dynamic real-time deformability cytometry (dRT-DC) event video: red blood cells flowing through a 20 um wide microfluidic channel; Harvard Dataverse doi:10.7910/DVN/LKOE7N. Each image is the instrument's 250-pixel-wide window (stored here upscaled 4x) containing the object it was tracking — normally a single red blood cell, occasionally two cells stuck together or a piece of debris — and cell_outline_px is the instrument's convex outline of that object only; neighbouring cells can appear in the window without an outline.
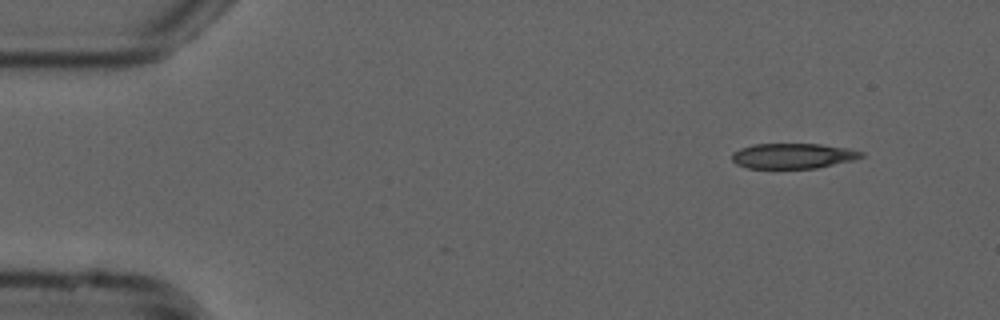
{"species": "common noctule bat (a hibernating species)", "species_latin": "Nyctalus noctula", "temperature_condition": "cold", "stored_images_in_passage": 49, "camera_frame_rate_fps": 3000, "um_per_image_px": 0.085, "animal": {"sex": "male", "forearm_length_mm": 52.5}, "frame": {"image": 1, "passage_image": 1, "time_ms": 0.0, "image_size_px": [1000, 320], "cell_outline_px": [[864, 156], [856, 160], [816, 168], [748, 168], [736, 164], [732, 160], [732, 152], [740, 148], [752, 144], [820, 144], [848, 148], [864, 152]], "centroid_in_image_um": [67.42, 13.25], "position_along_channel_um": 17.6, "area_um2": 19.19}}
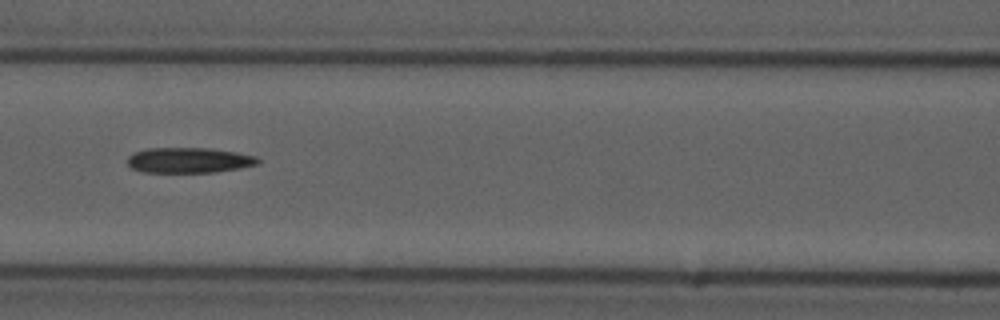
{"frame": {"image": 2, "passage_image": 19, "time_ms": 6.0, "image_size_px": [1000, 320], "cell_outline_px": [[260, 164], [240, 168], [216, 172], [144, 172], [132, 168], [128, 164], [128, 156], [132, 152], [148, 148], [208, 148], [236, 152], [256, 156], [260, 160]], "centroid_in_image_um": [16.07, 13.61], "position_along_channel_um": 150.5, "area_um2": 19.36}}
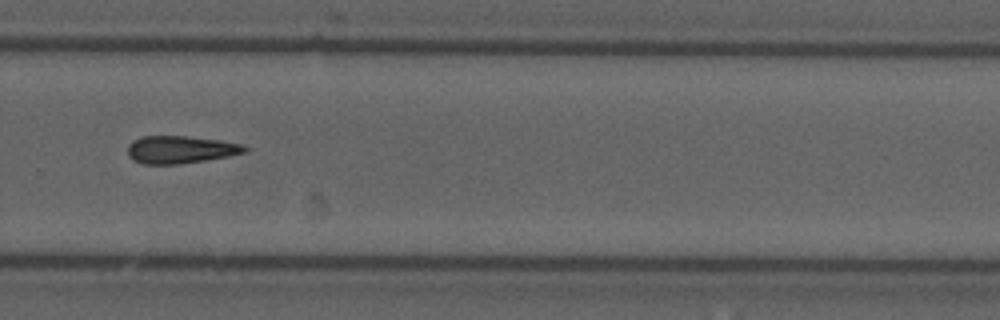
{"frame": {"image": 3, "passage_image": 32, "time_ms": 10.333, "image_size_px": [1000, 320], "cell_outline_px": [[248, 152], [228, 156], [180, 164], [140, 164], [132, 160], [128, 156], [128, 144], [132, 140], [140, 136], [184, 136], [220, 140], [240, 144], [248, 148]], "centroid_in_image_um": [15.29, 12.72], "position_along_channel_um": 314.5, "area_um2": 18.9}}